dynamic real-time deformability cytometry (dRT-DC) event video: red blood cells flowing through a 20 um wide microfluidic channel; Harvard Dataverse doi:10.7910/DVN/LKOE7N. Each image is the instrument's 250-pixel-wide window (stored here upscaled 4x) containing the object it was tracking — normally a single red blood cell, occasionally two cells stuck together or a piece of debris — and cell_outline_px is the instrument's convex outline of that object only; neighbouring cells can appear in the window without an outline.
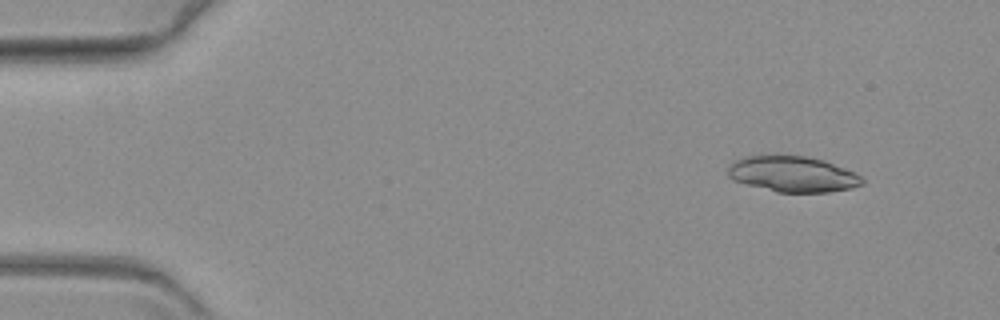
{"species": "common noctule bat (a hibernating species)", "species_latin": "Nyctalus noctula", "temperature_condition": "warm", "stored_images_in_passage": 56, "camera_frame_rate_fps": 3000, "um_per_image_px": 0.085, "animal": {"sex": "female", "body_mass_g": 19.3, "forearm_length_mm": 54.1}, "frame": {"image": 1, "passage_image": 1, "time_ms": 0.0, "image_size_px": [1000, 320], "cell_outline_px": [[864, 184], [852, 188], [828, 192], [776, 192], [732, 180], [728, 176], [728, 168], [736, 160], [744, 156], [776, 152], [808, 156], [824, 160], [856, 172], [864, 180]], "centroid_in_image_um": [67.37, 14.75], "position_along_channel_um": 17.6, "area_um2": 28.84}}
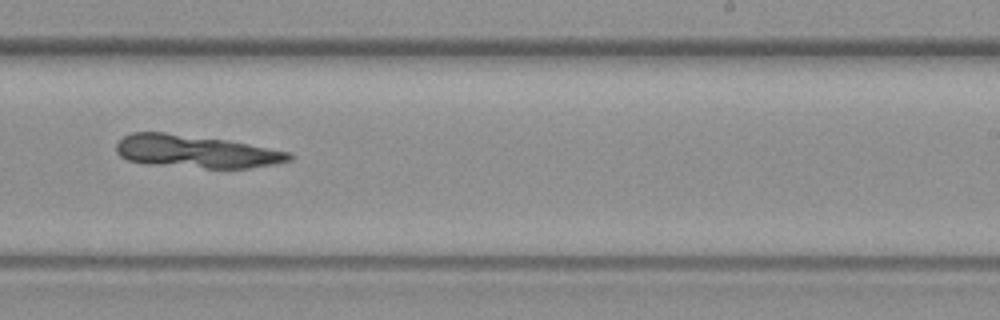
{"frame": {"image": 2, "passage_image": 33, "time_ms": 10.667, "image_size_px": [1000, 320], "cell_outline_px": [[292, 160], [272, 164], [248, 168], [204, 168], [148, 164], [128, 160], [120, 156], [116, 152], [116, 144], [124, 136], [132, 132], [164, 132], [224, 140], [248, 144], [288, 152], [292, 156]], "centroid_in_image_um": [16.59, 12.88], "position_along_channel_um": 272.4, "area_um2": 32.6}}
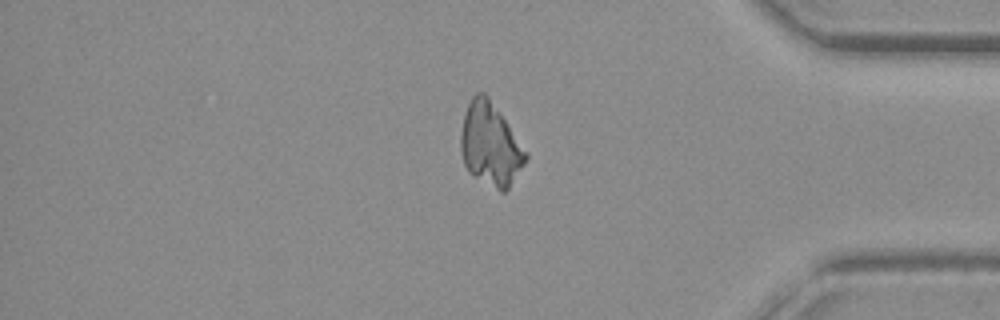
{"frame": {"image": 3, "passage_image": 46, "time_ms": 15.0, "image_size_px": [1000, 320], "cell_outline_px": [[528, 156], [524, 164], [508, 188], [504, 192], [500, 192], [468, 172], [464, 164], [460, 152], [460, 132], [464, 112], [472, 96], [476, 92], [484, 92], [488, 96], [500, 112], [528, 152]], "centroid_in_image_um": [41.66, 12.26], "position_along_channel_um": 393.5, "area_um2": 31.5}}